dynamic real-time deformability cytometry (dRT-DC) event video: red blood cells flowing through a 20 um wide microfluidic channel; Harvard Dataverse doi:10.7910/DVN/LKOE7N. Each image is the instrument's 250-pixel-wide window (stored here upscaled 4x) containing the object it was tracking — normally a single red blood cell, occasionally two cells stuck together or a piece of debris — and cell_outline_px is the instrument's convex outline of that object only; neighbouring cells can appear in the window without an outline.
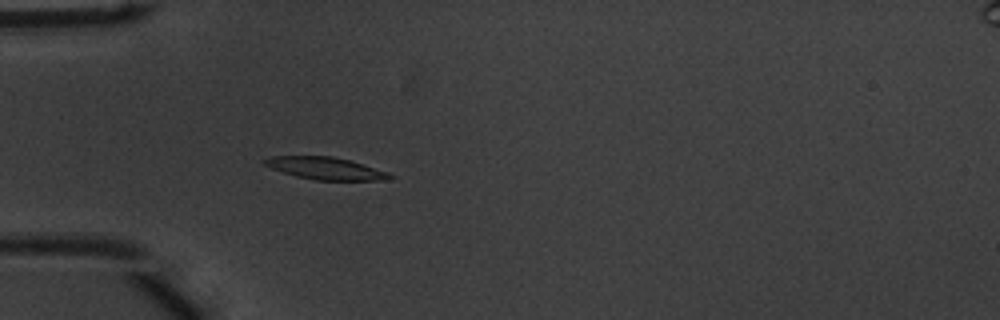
{"species": "common noctule bat (a hibernating species)", "species_latin": "Nyctalus noctula", "temperature_condition": "warm", "stored_images_in_passage": 52, "camera_frame_rate_fps": 3000, "um_per_image_px": 0.085, "animal": {"sex": "male", "body_mass_g": 20.1, "forearm_length_mm": 53.5}, "frame": {"image": 1, "passage_image": 16, "time_ms": 5.0, "image_size_px": [1000, 320], "cell_outline_px": [[396, 176], [388, 180], [316, 180], [296, 176], [272, 168], [264, 164], [260, 160], [272, 156], [332, 156], [352, 160], [388, 172]], "centroid_in_image_um": [27.71, 14.3], "position_along_channel_um": 57.3, "area_um2": 16.36}}
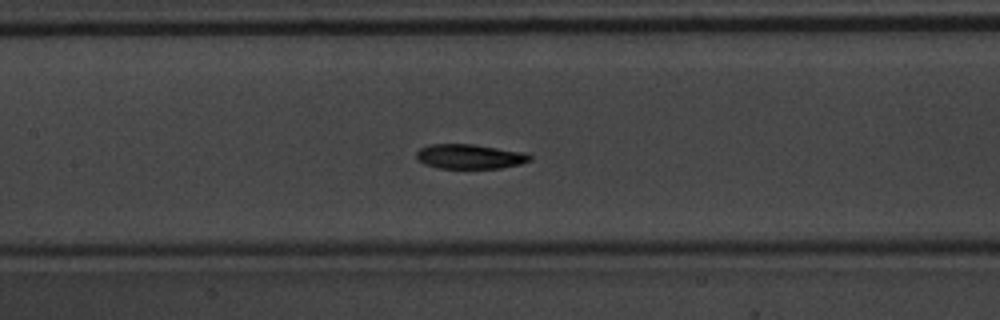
{"frame": {"image": 2, "passage_image": 25, "time_ms": 8.0, "image_size_px": [1000, 320], "cell_outline_px": [[532, 160], [520, 164], [500, 168], [440, 168], [424, 164], [416, 156], [416, 152], [420, 148], [428, 144], [472, 144], [524, 152], [532, 156]], "centroid_in_image_um": [39.93, 13.3], "position_along_channel_um": 167.5, "area_um2": 16.24}}
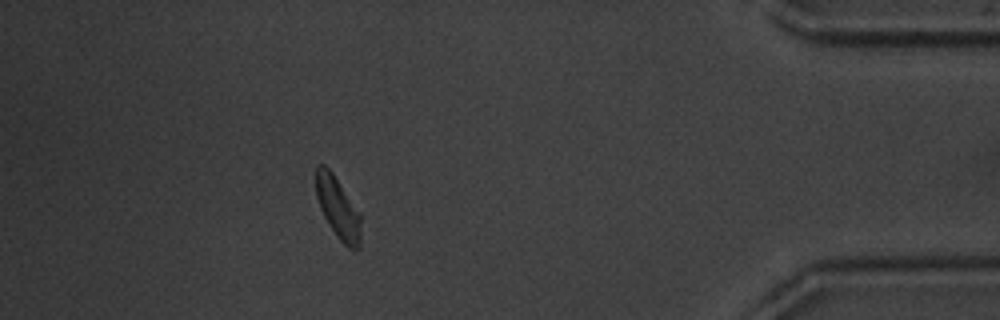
{"frame": {"image": 3, "passage_image": 47, "time_ms": 15.333, "image_size_px": [1000, 320], "cell_outline_px": [[360, 248], [356, 252], [348, 248], [340, 240], [328, 224], [320, 208], [316, 196], [316, 164], [324, 164], [332, 172], [360, 212]], "centroid_in_image_um": [28.73, 17.69], "position_along_channel_um": 406.5, "area_um2": 16.18}, "authors_computed_cell_mechanics": {"area_um2": 16.3863, "velocity_mm_per_s": 3.8786, "shape_relaxation_time_tau1_ms": 3.1952, "shape_relaxation_time_tau2_ms": 5.3131, "deformation_change_tau1": 0.1191, "deformation_change_tau2": 0.1189}}